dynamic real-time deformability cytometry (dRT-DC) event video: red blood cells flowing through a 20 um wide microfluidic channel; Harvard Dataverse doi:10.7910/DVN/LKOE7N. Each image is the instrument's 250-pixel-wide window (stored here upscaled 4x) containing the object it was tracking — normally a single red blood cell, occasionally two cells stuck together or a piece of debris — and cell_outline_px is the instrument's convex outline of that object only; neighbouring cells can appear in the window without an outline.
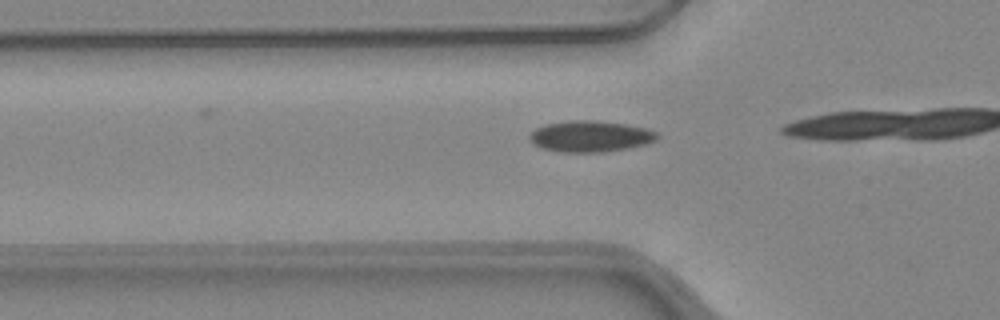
{"species": "common noctule bat (a hibernating species)", "species_latin": "Nyctalus noctula", "temperature_condition": "warm", "stored_images_in_passage": 6, "camera_frame_rate_fps": 3000, "um_per_image_px": 0.085, "animal": {"sex": "female", "body_mass_g": 24.6, "forearm_length_mm": 56.2}, "frame": {"image": 1, "passage_image": 2, "time_ms": 0.333, "image_size_px": [1000, 320], "cell_outline_px": [[660, 136], [656, 140], [644, 144], [628, 148], [604, 152], [560, 152], [540, 148], [532, 144], [528, 136], [536, 128], [544, 124], [568, 120], [596, 120], [628, 124], [644, 128], [656, 132]], "centroid_in_image_um": [50.14, 11.58], "position_along_channel_um": 75.7, "area_um2": 23.41}}
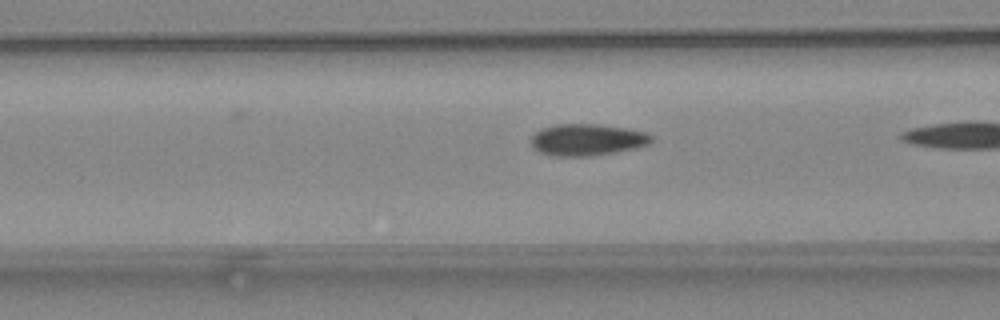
{"frame": {"image": 2, "passage_image": 5, "time_ms": 1.333, "image_size_px": [1000, 320], "cell_outline_px": [[656, 140], [648, 144], [636, 148], [616, 152], [588, 156], [552, 156], [540, 152], [532, 144], [532, 136], [540, 128], [556, 124], [600, 124], [628, 128], [648, 132]], "centroid_in_image_um": [49.97, 11.87], "position_along_channel_um": 116.6, "area_um2": 22.43}}